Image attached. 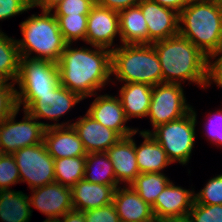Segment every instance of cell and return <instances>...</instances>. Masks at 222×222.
<instances>
[{"mask_svg": "<svg viewBox=\"0 0 222 222\" xmlns=\"http://www.w3.org/2000/svg\"><path fill=\"white\" fill-rule=\"evenodd\" d=\"M72 48L66 44L58 61L60 84L83 99L97 95L112 75L111 49L94 46Z\"/></svg>", "mask_w": 222, "mask_h": 222, "instance_id": "cell-1", "label": "cell"}, {"mask_svg": "<svg viewBox=\"0 0 222 222\" xmlns=\"http://www.w3.org/2000/svg\"><path fill=\"white\" fill-rule=\"evenodd\" d=\"M152 45L158 55L163 83L181 84L188 80L206 88L208 57L191 41L178 34Z\"/></svg>", "mask_w": 222, "mask_h": 222, "instance_id": "cell-2", "label": "cell"}, {"mask_svg": "<svg viewBox=\"0 0 222 222\" xmlns=\"http://www.w3.org/2000/svg\"><path fill=\"white\" fill-rule=\"evenodd\" d=\"M178 24V34L207 57L222 51V3L191 0L179 13Z\"/></svg>", "mask_w": 222, "mask_h": 222, "instance_id": "cell-3", "label": "cell"}, {"mask_svg": "<svg viewBox=\"0 0 222 222\" xmlns=\"http://www.w3.org/2000/svg\"><path fill=\"white\" fill-rule=\"evenodd\" d=\"M23 38L16 40L20 56L58 63L66 42L59 29L57 18L50 11L32 14L20 24ZM35 52V56L31 54Z\"/></svg>", "mask_w": 222, "mask_h": 222, "instance_id": "cell-4", "label": "cell"}, {"mask_svg": "<svg viewBox=\"0 0 222 222\" xmlns=\"http://www.w3.org/2000/svg\"><path fill=\"white\" fill-rule=\"evenodd\" d=\"M112 75L125 83H163L157 52L152 44H122L111 50Z\"/></svg>", "mask_w": 222, "mask_h": 222, "instance_id": "cell-5", "label": "cell"}, {"mask_svg": "<svg viewBox=\"0 0 222 222\" xmlns=\"http://www.w3.org/2000/svg\"><path fill=\"white\" fill-rule=\"evenodd\" d=\"M16 83L17 105L28 110L38 99L39 94L53 92L59 85L58 64L48 60L20 56L19 75Z\"/></svg>", "mask_w": 222, "mask_h": 222, "instance_id": "cell-6", "label": "cell"}, {"mask_svg": "<svg viewBox=\"0 0 222 222\" xmlns=\"http://www.w3.org/2000/svg\"><path fill=\"white\" fill-rule=\"evenodd\" d=\"M197 115L192 110L182 118L170 121L154 128V131L142 130L151 136L162 146L168 159L179 164L186 165L191 158L195 143V126Z\"/></svg>", "mask_w": 222, "mask_h": 222, "instance_id": "cell-7", "label": "cell"}, {"mask_svg": "<svg viewBox=\"0 0 222 222\" xmlns=\"http://www.w3.org/2000/svg\"><path fill=\"white\" fill-rule=\"evenodd\" d=\"M18 108L8 118L0 122V150L4 154L12 155L17 150L26 146H34L44 140V131L53 126H72L71 123L49 124L37 121L28 111L24 110L25 116L22 121H15Z\"/></svg>", "mask_w": 222, "mask_h": 222, "instance_id": "cell-8", "label": "cell"}, {"mask_svg": "<svg viewBox=\"0 0 222 222\" xmlns=\"http://www.w3.org/2000/svg\"><path fill=\"white\" fill-rule=\"evenodd\" d=\"M19 169L21 182L30 189L55 182L54 158L48 153L44 142L26 146L12 154Z\"/></svg>", "mask_w": 222, "mask_h": 222, "instance_id": "cell-9", "label": "cell"}, {"mask_svg": "<svg viewBox=\"0 0 222 222\" xmlns=\"http://www.w3.org/2000/svg\"><path fill=\"white\" fill-rule=\"evenodd\" d=\"M180 83H161L153 86L149 113L153 129L170 121L178 120L192 110L187 104Z\"/></svg>", "mask_w": 222, "mask_h": 222, "instance_id": "cell-10", "label": "cell"}, {"mask_svg": "<svg viewBox=\"0 0 222 222\" xmlns=\"http://www.w3.org/2000/svg\"><path fill=\"white\" fill-rule=\"evenodd\" d=\"M120 35L118 11L102 7L95 3L88 14L85 42L92 47L111 49L114 38Z\"/></svg>", "mask_w": 222, "mask_h": 222, "instance_id": "cell-11", "label": "cell"}, {"mask_svg": "<svg viewBox=\"0 0 222 222\" xmlns=\"http://www.w3.org/2000/svg\"><path fill=\"white\" fill-rule=\"evenodd\" d=\"M31 190L30 206L45 214L47 219H60L73 210L71 188L67 186L54 182Z\"/></svg>", "mask_w": 222, "mask_h": 222, "instance_id": "cell-12", "label": "cell"}, {"mask_svg": "<svg viewBox=\"0 0 222 222\" xmlns=\"http://www.w3.org/2000/svg\"><path fill=\"white\" fill-rule=\"evenodd\" d=\"M141 8L149 34V44L178 35L179 14L151 0H141Z\"/></svg>", "mask_w": 222, "mask_h": 222, "instance_id": "cell-13", "label": "cell"}, {"mask_svg": "<svg viewBox=\"0 0 222 222\" xmlns=\"http://www.w3.org/2000/svg\"><path fill=\"white\" fill-rule=\"evenodd\" d=\"M86 113L106 128L116 131L122 138L137 131V128L134 129L125 125L128 119L119 97H113L109 94L97 95Z\"/></svg>", "mask_w": 222, "mask_h": 222, "instance_id": "cell-14", "label": "cell"}, {"mask_svg": "<svg viewBox=\"0 0 222 222\" xmlns=\"http://www.w3.org/2000/svg\"><path fill=\"white\" fill-rule=\"evenodd\" d=\"M84 100L80 95L71 92L61 84L46 94H39V99L27 110L36 119L59 121L69 109Z\"/></svg>", "mask_w": 222, "mask_h": 222, "instance_id": "cell-15", "label": "cell"}, {"mask_svg": "<svg viewBox=\"0 0 222 222\" xmlns=\"http://www.w3.org/2000/svg\"><path fill=\"white\" fill-rule=\"evenodd\" d=\"M87 153L106 152L122 137L114 130L106 128L87 113L72 123Z\"/></svg>", "mask_w": 222, "mask_h": 222, "instance_id": "cell-16", "label": "cell"}, {"mask_svg": "<svg viewBox=\"0 0 222 222\" xmlns=\"http://www.w3.org/2000/svg\"><path fill=\"white\" fill-rule=\"evenodd\" d=\"M48 153L54 159L86 156L78 133L73 126H53L44 131V140Z\"/></svg>", "mask_w": 222, "mask_h": 222, "instance_id": "cell-17", "label": "cell"}, {"mask_svg": "<svg viewBox=\"0 0 222 222\" xmlns=\"http://www.w3.org/2000/svg\"><path fill=\"white\" fill-rule=\"evenodd\" d=\"M139 130L125 138H121L111 146L107 155L112 162L113 171L118 183L124 182L130 185L140 174L135 153V141L133 136Z\"/></svg>", "mask_w": 222, "mask_h": 222, "instance_id": "cell-18", "label": "cell"}, {"mask_svg": "<svg viewBox=\"0 0 222 222\" xmlns=\"http://www.w3.org/2000/svg\"><path fill=\"white\" fill-rule=\"evenodd\" d=\"M127 186L117 187L113 198L120 222H153L155 217L152 206L145 202L130 185Z\"/></svg>", "mask_w": 222, "mask_h": 222, "instance_id": "cell-19", "label": "cell"}, {"mask_svg": "<svg viewBox=\"0 0 222 222\" xmlns=\"http://www.w3.org/2000/svg\"><path fill=\"white\" fill-rule=\"evenodd\" d=\"M119 185H103L79 180L71 188L73 209L88 211L113 203L114 193Z\"/></svg>", "mask_w": 222, "mask_h": 222, "instance_id": "cell-20", "label": "cell"}, {"mask_svg": "<svg viewBox=\"0 0 222 222\" xmlns=\"http://www.w3.org/2000/svg\"><path fill=\"white\" fill-rule=\"evenodd\" d=\"M194 202V191L175 186L172 181L152 205L154 217L188 215Z\"/></svg>", "mask_w": 222, "mask_h": 222, "instance_id": "cell-21", "label": "cell"}, {"mask_svg": "<svg viewBox=\"0 0 222 222\" xmlns=\"http://www.w3.org/2000/svg\"><path fill=\"white\" fill-rule=\"evenodd\" d=\"M153 86L145 83H125L119 91V99L126 118L147 117Z\"/></svg>", "mask_w": 222, "mask_h": 222, "instance_id": "cell-22", "label": "cell"}, {"mask_svg": "<svg viewBox=\"0 0 222 222\" xmlns=\"http://www.w3.org/2000/svg\"><path fill=\"white\" fill-rule=\"evenodd\" d=\"M144 141L140 146L135 143V153L140 173H161L172 162L168 159L162 146L150 133L140 132Z\"/></svg>", "mask_w": 222, "mask_h": 222, "instance_id": "cell-23", "label": "cell"}, {"mask_svg": "<svg viewBox=\"0 0 222 222\" xmlns=\"http://www.w3.org/2000/svg\"><path fill=\"white\" fill-rule=\"evenodd\" d=\"M122 44H149L147 23L137 5L118 12Z\"/></svg>", "mask_w": 222, "mask_h": 222, "instance_id": "cell-24", "label": "cell"}, {"mask_svg": "<svg viewBox=\"0 0 222 222\" xmlns=\"http://www.w3.org/2000/svg\"><path fill=\"white\" fill-rule=\"evenodd\" d=\"M32 216L29 197L22 191L0 189V219L2 222H29Z\"/></svg>", "mask_w": 222, "mask_h": 222, "instance_id": "cell-25", "label": "cell"}, {"mask_svg": "<svg viewBox=\"0 0 222 222\" xmlns=\"http://www.w3.org/2000/svg\"><path fill=\"white\" fill-rule=\"evenodd\" d=\"M84 179L103 185H118L112 162L106 152H92L86 155Z\"/></svg>", "mask_w": 222, "mask_h": 222, "instance_id": "cell-26", "label": "cell"}, {"mask_svg": "<svg viewBox=\"0 0 222 222\" xmlns=\"http://www.w3.org/2000/svg\"><path fill=\"white\" fill-rule=\"evenodd\" d=\"M86 156L54 159L55 182L72 188L84 179Z\"/></svg>", "mask_w": 222, "mask_h": 222, "instance_id": "cell-27", "label": "cell"}, {"mask_svg": "<svg viewBox=\"0 0 222 222\" xmlns=\"http://www.w3.org/2000/svg\"><path fill=\"white\" fill-rule=\"evenodd\" d=\"M19 65L20 53L16 40L0 30V74L16 84Z\"/></svg>", "mask_w": 222, "mask_h": 222, "instance_id": "cell-28", "label": "cell"}, {"mask_svg": "<svg viewBox=\"0 0 222 222\" xmlns=\"http://www.w3.org/2000/svg\"><path fill=\"white\" fill-rule=\"evenodd\" d=\"M170 182V179L162 172L140 173L130 186L145 202L152 206L158 195Z\"/></svg>", "mask_w": 222, "mask_h": 222, "instance_id": "cell-29", "label": "cell"}, {"mask_svg": "<svg viewBox=\"0 0 222 222\" xmlns=\"http://www.w3.org/2000/svg\"><path fill=\"white\" fill-rule=\"evenodd\" d=\"M60 32L67 44H72L79 39L85 42L88 14L55 16Z\"/></svg>", "mask_w": 222, "mask_h": 222, "instance_id": "cell-30", "label": "cell"}, {"mask_svg": "<svg viewBox=\"0 0 222 222\" xmlns=\"http://www.w3.org/2000/svg\"><path fill=\"white\" fill-rule=\"evenodd\" d=\"M194 201L199 204H222V174L209 179L205 187L194 193Z\"/></svg>", "mask_w": 222, "mask_h": 222, "instance_id": "cell-31", "label": "cell"}, {"mask_svg": "<svg viewBox=\"0 0 222 222\" xmlns=\"http://www.w3.org/2000/svg\"><path fill=\"white\" fill-rule=\"evenodd\" d=\"M188 216L191 222H222V204L205 205L194 201Z\"/></svg>", "mask_w": 222, "mask_h": 222, "instance_id": "cell-32", "label": "cell"}, {"mask_svg": "<svg viewBox=\"0 0 222 222\" xmlns=\"http://www.w3.org/2000/svg\"><path fill=\"white\" fill-rule=\"evenodd\" d=\"M20 180V174L15 159L10 154H5L0 160V189H10Z\"/></svg>", "mask_w": 222, "mask_h": 222, "instance_id": "cell-33", "label": "cell"}, {"mask_svg": "<svg viewBox=\"0 0 222 222\" xmlns=\"http://www.w3.org/2000/svg\"><path fill=\"white\" fill-rule=\"evenodd\" d=\"M96 0H62L53 10L54 16L89 14Z\"/></svg>", "mask_w": 222, "mask_h": 222, "instance_id": "cell-34", "label": "cell"}, {"mask_svg": "<svg viewBox=\"0 0 222 222\" xmlns=\"http://www.w3.org/2000/svg\"><path fill=\"white\" fill-rule=\"evenodd\" d=\"M15 83L8 82L0 88V122L18 109Z\"/></svg>", "mask_w": 222, "mask_h": 222, "instance_id": "cell-35", "label": "cell"}, {"mask_svg": "<svg viewBox=\"0 0 222 222\" xmlns=\"http://www.w3.org/2000/svg\"><path fill=\"white\" fill-rule=\"evenodd\" d=\"M86 222H120L116 208L113 203L84 211Z\"/></svg>", "mask_w": 222, "mask_h": 222, "instance_id": "cell-36", "label": "cell"}, {"mask_svg": "<svg viewBox=\"0 0 222 222\" xmlns=\"http://www.w3.org/2000/svg\"><path fill=\"white\" fill-rule=\"evenodd\" d=\"M29 9V0H0V20L9 19Z\"/></svg>", "mask_w": 222, "mask_h": 222, "instance_id": "cell-37", "label": "cell"}, {"mask_svg": "<svg viewBox=\"0 0 222 222\" xmlns=\"http://www.w3.org/2000/svg\"><path fill=\"white\" fill-rule=\"evenodd\" d=\"M207 120L205 134L212 143L222 146V109L214 112Z\"/></svg>", "mask_w": 222, "mask_h": 222, "instance_id": "cell-38", "label": "cell"}, {"mask_svg": "<svg viewBox=\"0 0 222 222\" xmlns=\"http://www.w3.org/2000/svg\"><path fill=\"white\" fill-rule=\"evenodd\" d=\"M212 59L216 60L213 62ZM212 81L222 88V51L208 57L206 87L211 85Z\"/></svg>", "mask_w": 222, "mask_h": 222, "instance_id": "cell-39", "label": "cell"}, {"mask_svg": "<svg viewBox=\"0 0 222 222\" xmlns=\"http://www.w3.org/2000/svg\"><path fill=\"white\" fill-rule=\"evenodd\" d=\"M140 1L141 0H96V3L102 7L119 12L123 9L137 6Z\"/></svg>", "mask_w": 222, "mask_h": 222, "instance_id": "cell-40", "label": "cell"}, {"mask_svg": "<svg viewBox=\"0 0 222 222\" xmlns=\"http://www.w3.org/2000/svg\"><path fill=\"white\" fill-rule=\"evenodd\" d=\"M159 5L172 9L178 14L190 3L191 0H151Z\"/></svg>", "mask_w": 222, "mask_h": 222, "instance_id": "cell-41", "label": "cell"}, {"mask_svg": "<svg viewBox=\"0 0 222 222\" xmlns=\"http://www.w3.org/2000/svg\"><path fill=\"white\" fill-rule=\"evenodd\" d=\"M62 0H29L30 9L40 7L42 11L53 12V9L61 3Z\"/></svg>", "mask_w": 222, "mask_h": 222, "instance_id": "cell-42", "label": "cell"}, {"mask_svg": "<svg viewBox=\"0 0 222 222\" xmlns=\"http://www.w3.org/2000/svg\"><path fill=\"white\" fill-rule=\"evenodd\" d=\"M61 218L58 219L59 222H86L84 212L74 209L64 214Z\"/></svg>", "mask_w": 222, "mask_h": 222, "instance_id": "cell-43", "label": "cell"}, {"mask_svg": "<svg viewBox=\"0 0 222 222\" xmlns=\"http://www.w3.org/2000/svg\"><path fill=\"white\" fill-rule=\"evenodd\" d=\"M153 222H191V220L188 215H184V216L155 217Z\"/></svg>", "mask_w": 222, "mask_h": 222, "instance_id": "cell-44", "label": "cell"}, {"mask_svg": "<svg viewBox=\"0 0 222 222\" xmlns=\"http://www.w3.org/2000/svg\"><path fill=\"white\" fill-rule=\"evenodd\" d=\"M8 83V80L0 74V88H3Z\"/></svg>", "mask_w": 222, "mask_h": 222, "instance_id": "cell-45", "label": "cell"}, {"mask_svg": "<svg viewBox=\"0 0 222 222\" xmlns=\"http://www.w3.org/2000/svg\"><path fill=\"white\" fill-rule=\"evenodd\" d=\"M197 1H206V2L222 3V0H197Z\"/></svg>", "mask_w": 222, "mask_h": 222, "instance_id": "cell-46", "label": "cell"}, {"mask_svg": "<svg viewBox=\"0 0 222 222\" xmlns=\"http://www.w3.org/2000/svg\"><path fill=\"white\" fill-rule=\"evenodd\" d=\"M43 222H59L58 219H46Z\"/></svg>", "mask_w": 222, "mask_h": 222, "instance_id": "cell-47", "label": "cell"}, {"mask_svg": "<svg viewBox=\"0 0 222 222\" xmlns=\"http://www.w3.org/2000/svg\"><path fill=\"white\" fill-rule=\"evenodd\" d=\"M5 154L0 150V160Z\"/></svg>", "mask_w": 222, "mask_h": 222, "instance_id": "cell-48", "label": "cell"}]
</instances>
